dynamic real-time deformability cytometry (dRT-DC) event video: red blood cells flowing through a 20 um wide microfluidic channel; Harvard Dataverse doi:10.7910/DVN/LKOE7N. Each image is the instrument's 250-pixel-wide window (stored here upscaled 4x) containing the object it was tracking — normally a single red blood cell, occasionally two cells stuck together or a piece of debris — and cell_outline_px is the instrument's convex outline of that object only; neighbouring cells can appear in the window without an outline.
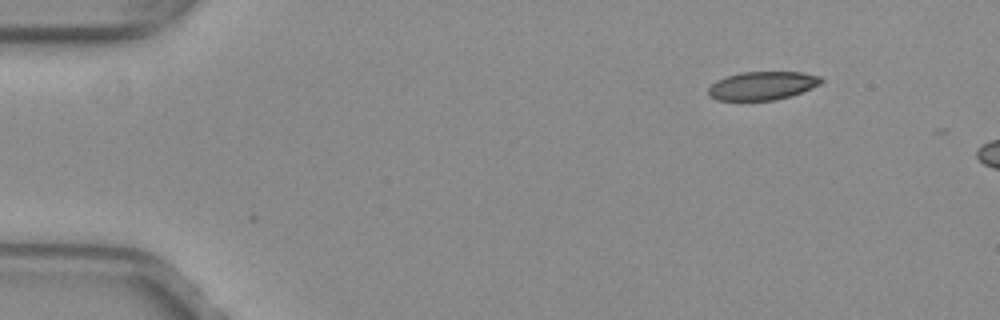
{"species": "common noctule bat (a hibernating species)", "species_latin": "Nyctalus noctula", "temperature_condition": "warm", "stored_images_in_passage": 2, "camera_frame_rate_fps": 3000, "um_per_image_px": 0.085, "animal": {"sex": "female", "body_mass_g": 29.2, "forearm_length_mm": 56.3}, "frame": {"image": 1, "passage_image": 2, "time_ms": 0.333, "image_size_px": [1000, 320], "cell_outline_px": [[824, 80], [820, 84], [792, 96], [776, 100], [716, 100], [708, 96], [708, 88], [716, 80], [740, 72], [800, 72], [820, 76]], "centroid_in_image_um": [64.79, 7.29], "position_along_channel_um": 20.2, "area_um2": 18.73}}